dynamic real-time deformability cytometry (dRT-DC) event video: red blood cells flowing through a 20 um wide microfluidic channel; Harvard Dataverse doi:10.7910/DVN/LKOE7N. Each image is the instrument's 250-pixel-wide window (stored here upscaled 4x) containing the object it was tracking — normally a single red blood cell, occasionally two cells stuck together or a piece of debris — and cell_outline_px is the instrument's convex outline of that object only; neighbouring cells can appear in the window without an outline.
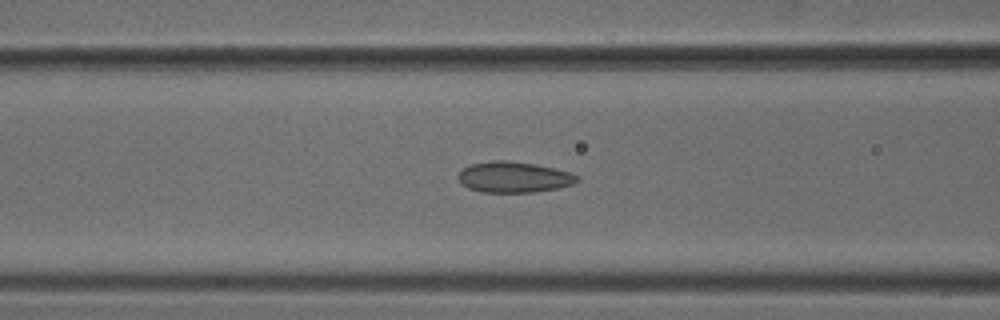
{"species": "common noctule bat (a hibernating species)", "species_latin": "Nyctalus noctula", "temperature_condition": "cold", "stored_images_in_passage": 40, "camera_frame_rate_fps": 3000, "um_per_image_px": 0.085, "animal": {"sex": "male", "body_mass_g": 18.8}, "frame": {"image": 1, "passage_image": 19, "time_ms": 6.0, "image_size_px": [1000, 320], "cell_outline_px": [[580, 180], [572, 184], [556, 188], [532, 192], [484, 192], [468, 188], [460, 184], [456, 176], [464, 168], [472, 164], [492, 160], [508, 160], [532, 164], [552, 168], [568, 172], [580, 176]], "centroid_in_image_um": [43.64, 15.05], "position_along_channel_um": 123.0, "area_um2": 21.21}}
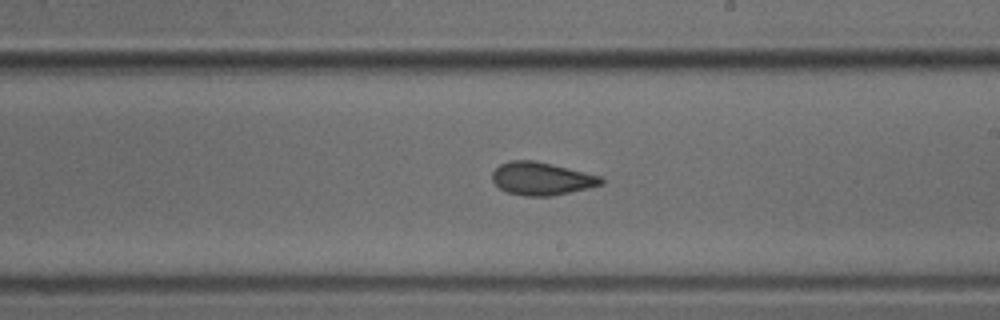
{"frame": {"image": 2, "passage_image": 28, "time_ms": 9.0, "image_size_px": [1000, 320], "cell_outline_px": [[604, 184], [588, 188], [552, 196], [524, 196], [508, 192], [500, 188], [492, 180], [492, 172], [500, 164], [512, 160], [536, 160], [600, 176], [604, 180]], "centroid_in_image_um": [46.03, 15.18], "position_along_channel_um": 243.0, "area_um2": 20.81}}
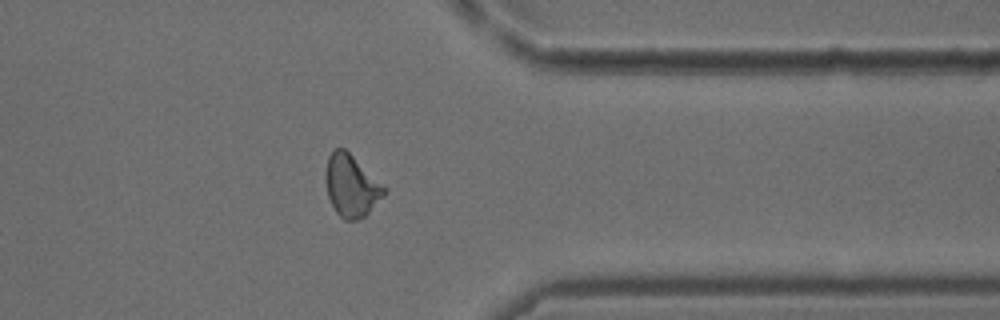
{"frame": {"image": 3, "passage_image": 39, "time_ms": 12.667, "image_size_px": [1000, 320], "cell_outline_px": [[388, 192], [364, 216], [356, 220], [344, 220], [336, 212], [328, 196], [324, 176], [328, 156], [336, 148], [344, 148], [388, 188]], "centroid_in_image_um": [29.87, 15.79], "position_along_channel_um": 381.5, "area_um2": 21.15}}